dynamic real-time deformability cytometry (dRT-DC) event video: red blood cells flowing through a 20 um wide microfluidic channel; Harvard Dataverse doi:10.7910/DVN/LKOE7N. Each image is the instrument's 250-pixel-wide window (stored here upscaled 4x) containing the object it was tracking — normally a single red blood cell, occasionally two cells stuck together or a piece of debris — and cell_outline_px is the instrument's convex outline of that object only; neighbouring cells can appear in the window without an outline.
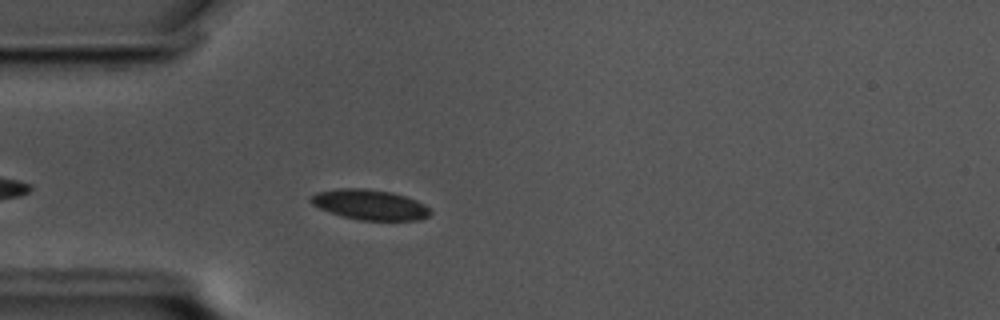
{"species": "common noctule bat (a hibernating species)", "species_latin": "Nyctalus noctula", "temperature_condition": "cold", "stored_images_in_passage": 48, "camera_frame_rate_fps": 3000, "um_per_image_px": 0.085, "animal": {"sex": "male", "body_mass_g": 17.5, "forearm_length_mm": 52.3}, "frame": {"image": 1, "passage_image": 6, "time_ms": 1.667, "image_size_px": [1000, 320], "cell_outline_px": [[432, 212], [428, 216], [420, 220], [360, 220], [344, 216], [320, 208], [312, 204], [308, 200], [316, 192], [340, 188], [364, 188], [392, 192], [416, 200], [424, 204]], "centroid_in_image_um": [31.44, 17.39], "position_along_channel_um": 53.6, "area_um2": 20.87}}
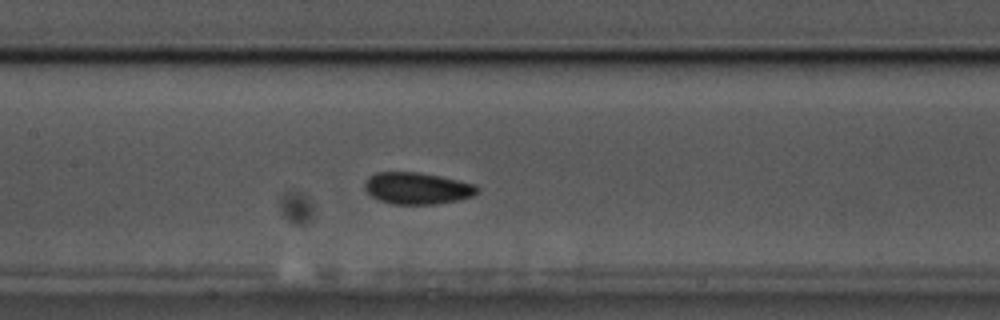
{"frame": {"image": 2, "passage_image": 17, "time_ms": 5.333, "image_size_px": [1000, 320], "cell_outline_px": [[480, 192], [472, 196], [460, 200], [432, 204], [392, 204], [380, 200], [372, 196], [364, 188], [364, 184], [368, 176], [376, 172], [416, 172], [440, 176], [472, 184], [480, 188]], "centroid_in_image_um": [35.45, 16.0], "position_along_channel_um": 171.9, "area_um2": 20.75}}
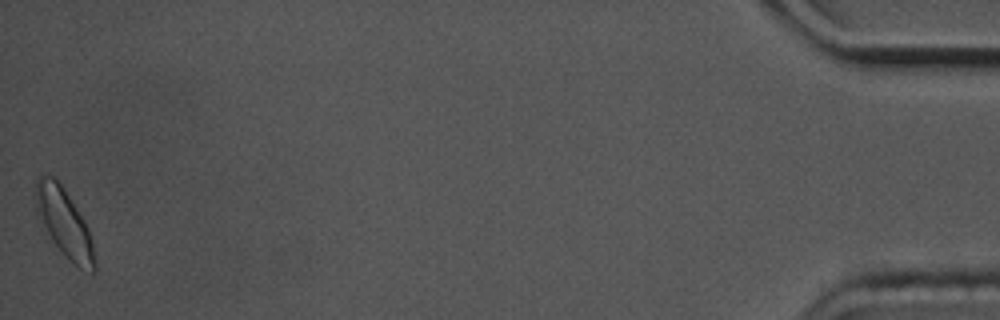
{"frame": {"image": 3, "passage_image": 48, "time_ms": 15.667, "image_size_px": [1000, 320], "cell_outline_px": [[96, 268], [92, 272], [80, 268], [68, 260], [52, 240], [36, 212], [32, 196], [36, 176], [44, 172], [56, 176], [64, 188], [84, 220], [88, 228], [96, 260]], "centroid_in_image_um": [5.39, 18.83], "position_along_channel_um": 429.8, "area_um2": 23.93}, "authors_computed_cell_mechanics": {"area_um2": 20.519, "velocity_mm_per_s": 3.4266, "shape_relaxation_time_tau1_ms": null, "shape_relaxation_time_tau2_ms": 6.1956, "deformation_change_tau1": null, "deformation_change_tau2": 0.0863}}